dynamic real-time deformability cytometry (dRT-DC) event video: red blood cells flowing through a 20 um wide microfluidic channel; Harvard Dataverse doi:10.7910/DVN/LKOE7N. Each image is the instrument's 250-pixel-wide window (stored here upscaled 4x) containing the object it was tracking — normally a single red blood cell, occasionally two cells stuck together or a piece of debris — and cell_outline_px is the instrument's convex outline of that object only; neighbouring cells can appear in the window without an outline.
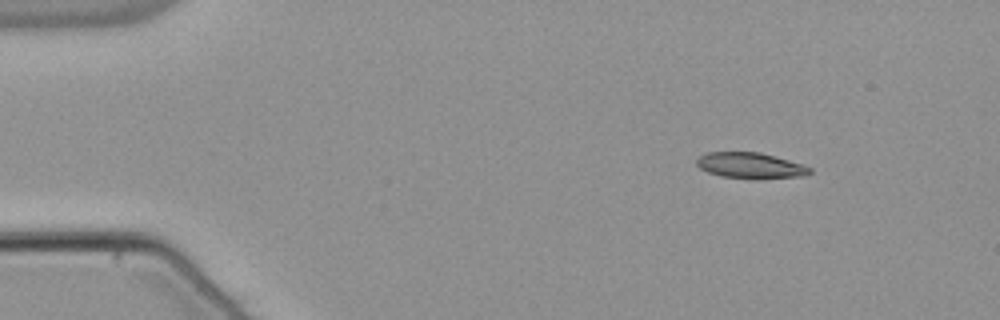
{"species": "common noctule bat (a hibernating species)", "species_latin": "Nyctalus noctula", "temperature_condition": "warm", "stored_images_in_passage": 13, "segment_of_instrument_passage": [2, 2], "camera_frame_rate_fps": 3000, "um_per_image_px": 0.085, "animal": {"sex": "male", "body_mass_g": 21.5, "forearm_length_mm": 52.0}, "frame": {"image": 1, "passage_image": 13, "time_ms": 4.0, "image_size_px": [1000, 320], "cell_outline_px": [[812, 172], [804, 176], [756, 180], [720, 176], [708, 172], [700, 168], [696, 164], [696, 160], [700, 156], [708, 152], [760, 152], [804, 164], [812, 168]], "centroid_in_image_um": [63.83, 14.09], "position_along_channel_um": 21.2, "area_um2": 17.4}}